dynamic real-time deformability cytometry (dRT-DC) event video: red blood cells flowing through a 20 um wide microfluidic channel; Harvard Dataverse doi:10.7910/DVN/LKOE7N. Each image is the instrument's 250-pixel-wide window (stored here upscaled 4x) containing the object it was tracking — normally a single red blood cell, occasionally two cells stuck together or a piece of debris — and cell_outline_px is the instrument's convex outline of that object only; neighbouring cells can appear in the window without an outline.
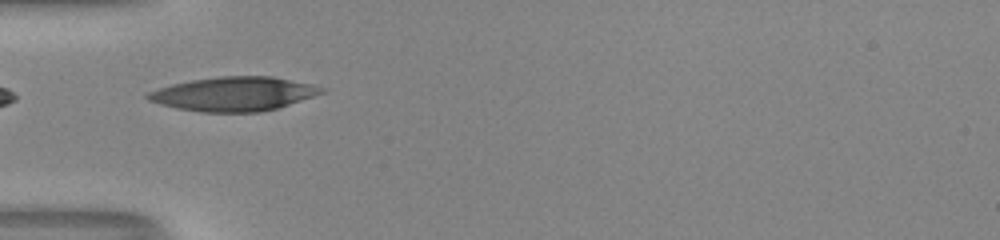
{"species": "human", "species_latin": "Homo sapiens", "temperature_condition": "room temperature", "stored_images_in_passage": 36, "camera_frame_rate_fps": 3000, "um_per_image_px": 0.085, "donor": {"sex": "male"}, "frame": {"image": 1, "passage_image": 1, "time_ms": 0.0, "image_size_px": [1000, 240], "cell_outline_px": [[324, 92], [276, 108], [260, 112], [200, 112], [176, 108], [160, 104], [148, 100], [144, 96], [148, 92], [172, 84], [192, 80], [220, 76], [272, 76], [312, 84], [324, 88]], "centroid_in_image_um": [19.83, 7.98], "position_along_channel_um": 65.2, "area_um2": 34.22}}
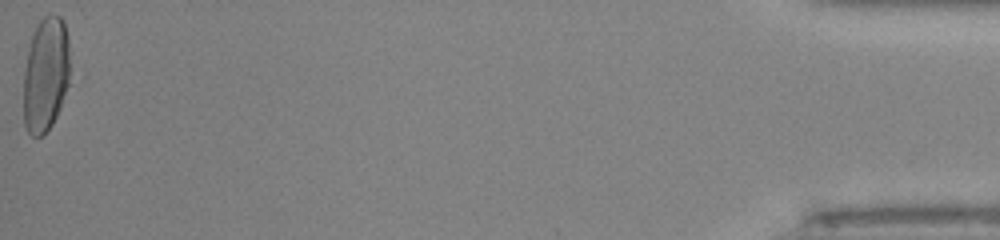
{"frame": {"image": 2, "passage_image": 36, "time_ms": 11.667, "image_size_px": [1000, 240], "cell_outline_px": [[76, 76], [52, 124], [40, 136], [32, 136], [28, 132], [24, 124], [24, 72], [28, 48], [32, 36], [40, 20], [44, 16], [60, 16], [64, 20]], "centroid_in_image_um": [3.99, 6.32], "position_along_channel_um": 431.2, "area_um2": 32.43}, "authors_computed_cell_mechanics": {"area_um2": 32.9171, "velocity_mm_per_s": 4.0076, "shape_relaxation_time_tau1_ms": 4.9377, "shape_relaxation_time_tau2_ms": 0.9134, "deformation_change_tau1": 0.2202, "deformation_change_tau2": 0.0795}}